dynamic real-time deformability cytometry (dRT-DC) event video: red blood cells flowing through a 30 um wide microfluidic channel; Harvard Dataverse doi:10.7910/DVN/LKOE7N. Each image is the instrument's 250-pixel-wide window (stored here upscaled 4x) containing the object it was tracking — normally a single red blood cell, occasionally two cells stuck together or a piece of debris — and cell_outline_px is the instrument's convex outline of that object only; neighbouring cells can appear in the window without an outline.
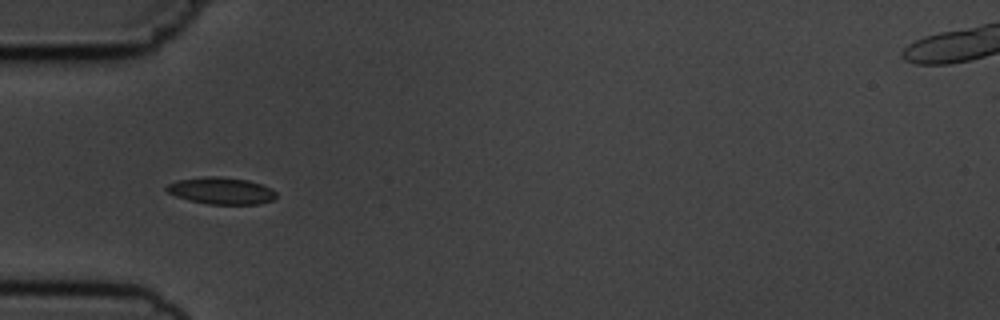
{"species": "common noctule bat (a hibernating species)", "species_latin": "Nyctalus noctula", "temperature_condition": "cold", "stored_images_in_passage": 4, "camera_frame_rate_fps": 3000, "um_per_image_px": 0.085, "animal": {"sex": "male", "body_mass_g": 19.5, "forearm_length_mm": 54.6}, "frame": {"image": 1, "passage_image": 4, "time_ms": 3.667, "image_size_px": [1000, 320], "cell_outline_px": [[276, 196], [272, 200], [260, 204], [208, 204], [188, 200], [176, 196], [168, 192], [164, 188], [168, 184], [176, 180], [204, 176], [220, 176], [248, 180], [272, 188], [276, 192]], "centroid_in_image_um": [18.79, 16.21], "position_along_channel_um": 66.2, "area_um2": 17.28}}